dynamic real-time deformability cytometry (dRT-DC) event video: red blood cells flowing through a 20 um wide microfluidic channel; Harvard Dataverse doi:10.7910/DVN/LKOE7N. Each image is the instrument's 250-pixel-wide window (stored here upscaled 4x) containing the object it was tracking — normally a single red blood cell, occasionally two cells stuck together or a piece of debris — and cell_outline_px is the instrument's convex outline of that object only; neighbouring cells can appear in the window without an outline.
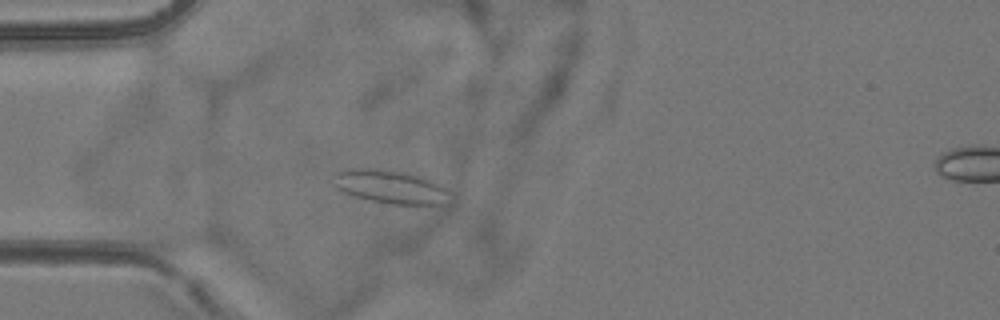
{"species": "common noctule bat (a hibernating species)", "species_latin": "Nyctalus noctula", "temperature_condition": "room temperature", "stored_images_in_passage": 5, "camera_frame_rate_fps": 3000, "um_per_image_px": 0.085, "animal": {"sex": "female", "body_mass_g": 24.6, "forearm_length_mm": 56.2}, "frame": {"image": 1, "passage_image": 4, "time_ms": 3.667, "image_size_px": [1000, 320], "cell_outline_px": [[448, 204], [392, 204], [372, 200], [356, 196], [344, 192], [332, 184], [332, 172], [344, 168], [380, 168], [404, 172], [420, 176], [432, 180], [444, 188], [448, 192]], "centroid_in_image_um": [33.1, 15.84], "position_along_channel_um": 51.9, "area_um2": 22.83}}